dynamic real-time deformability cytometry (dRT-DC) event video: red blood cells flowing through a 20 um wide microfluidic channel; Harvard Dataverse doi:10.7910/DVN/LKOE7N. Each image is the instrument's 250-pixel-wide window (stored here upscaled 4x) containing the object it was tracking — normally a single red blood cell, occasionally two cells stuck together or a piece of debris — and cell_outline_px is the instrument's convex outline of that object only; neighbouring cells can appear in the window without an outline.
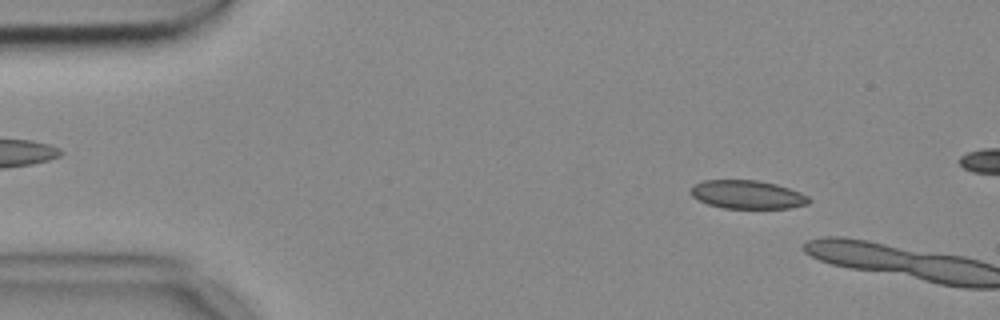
{"species": "common noctule bat (a hibernating species)", "species_latin": "Nyctalus noctula", "temperature_condition": "cold", "stored_images_in_passage": 8, "camera_frame_rate_fps": 3000, "um_per_image_px": 0.085, "animal": {"sex": "female", "body_mass_g": 18.4}, "frame": {"image": 1, "passage_image": 6, "time_ms": 1.667, "image_size_px": [1000, 320], "cell_outline_px": [[812, 200], [808, 204], [788, 208], [720, 208], [696, 200], [688, 192], [688, 188], [692, 184], [704, 180], [756, 180], [776, 184], [800, 192], [808, 196]], "centroid_in_image_um": [63.45, 16.54], "position_along_channel_um": 21.5, "area_um2": 19.88}}